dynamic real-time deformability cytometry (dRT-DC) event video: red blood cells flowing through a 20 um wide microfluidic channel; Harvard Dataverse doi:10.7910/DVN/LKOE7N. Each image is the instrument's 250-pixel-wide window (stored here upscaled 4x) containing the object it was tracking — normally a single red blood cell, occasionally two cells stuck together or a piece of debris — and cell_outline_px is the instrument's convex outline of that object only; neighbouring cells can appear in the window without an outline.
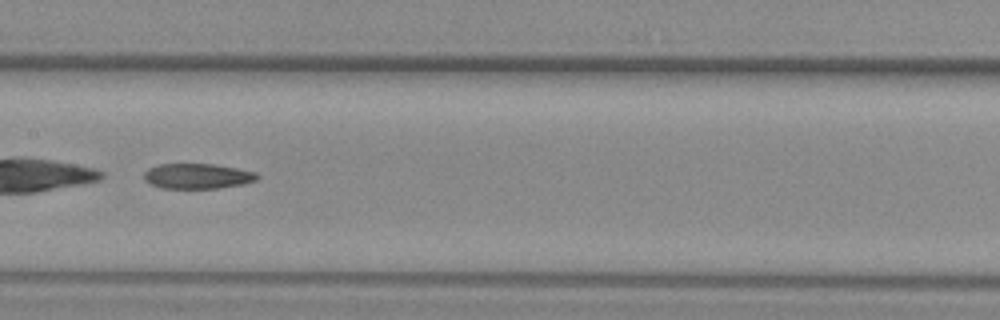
{"species": "common noctule bat (a hibernating species)", "species_latin": "Nyctalus noctula", "temperature_condition": "warm", "stored_images_in_passage": 32, "camera_frame_rate_fps": 3000, "um_per_image_px": 0.085, "animal": {"sex": "female", "body_mass_g": 29.2, "forearm_length_mm": 56.3}, "frame": {"image": 1, "passage_image": 14, "time_ms": 4.333, "image_size_px": [1000, 320], "cell_outline_px": [[260, 176], [256, 180], [244, 184], [220, 188], [160, 188], [148, 184], [144, 180], [144, 172], [148, 168], [156, 164], [212, 164], [236, 168], [256, 172]], "centroid_in_image_um": [16.75, 14.97], "position_along_channel_um": 190.7, "area_um2": 16.82}, "authors_computed_cell_mechanics": {"area_um2": 17.8891, "velocity_mm_per_s": 3.9236, "shape_relaxation_time_tau1_ms": null, "shape_relaxation_time_tau2_ms": 7.3901, "deformation_change_tau1": null, "deformation_change_tau2": 0.1748}}